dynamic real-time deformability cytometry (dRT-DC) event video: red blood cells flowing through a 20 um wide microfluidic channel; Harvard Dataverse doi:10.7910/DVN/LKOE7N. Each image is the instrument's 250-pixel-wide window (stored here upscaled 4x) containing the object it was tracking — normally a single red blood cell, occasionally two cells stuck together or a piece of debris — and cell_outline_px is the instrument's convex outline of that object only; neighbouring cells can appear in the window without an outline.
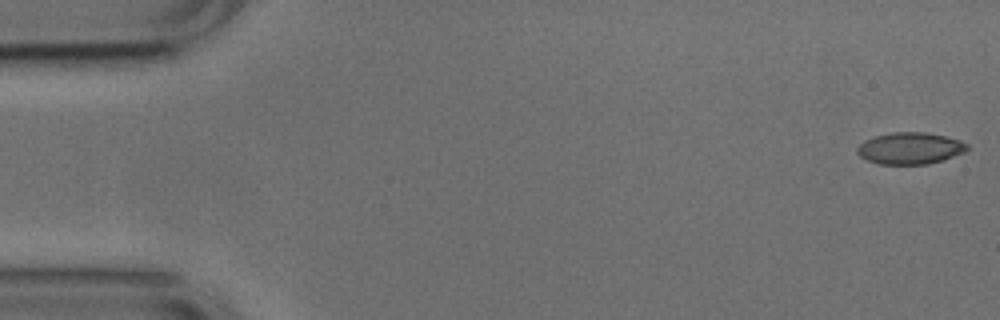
{"species": "common noctule bat (a hibernating species)", "species_latin": "Nyctalus noctula", "temperature_condition": "cold", "stored_images_in_passage": 52, "camera_frame_rate_fps": 3000, "um_per_image_px": 0.085, "animal": {"sex": "male", "body_mass_g": 17.9, "forearm_length_mm": 54.2}, "frame": {"image": 1, "passage_image": 1, "time_ms": 0.0, "image_size_px": [1000, 320], "cell_outline_px": [[968, 148], [964, 152], [928, 164], [880, 164], [868, 160], [860, 156], [856, 152], [856, 148], [864, 140], [876, 136], [892, 132], [924, 132], [944, 136], [960, 140], [968, 144]], "centroid_in_image_um": [77.33, 12.6], "position_along_channel_um": 7.7, "area_um2": 20.11}}
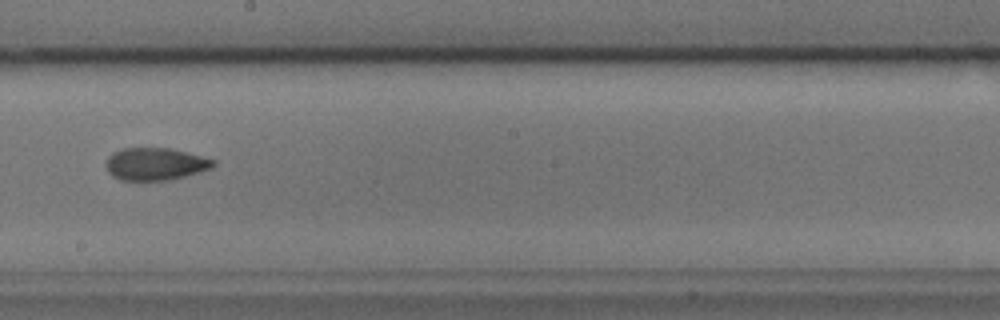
{"frame": {"image": 2, "passage_image": 29, "time_ms": 9.333, "image_size_px": [1000, 320], "cell_outline_px": [[216, 164], [212, 168], [200, 172], [168, 180], [120, 180], [112, 176], [108, 172], [104, 164], [108, 156], [112, 152], [120, 148], [168, 148], [216, 160]], "centroid_in_image_um": [13.15, 13.94], "position_along_channel_um": 235.0, "area_um2": 20.35}}
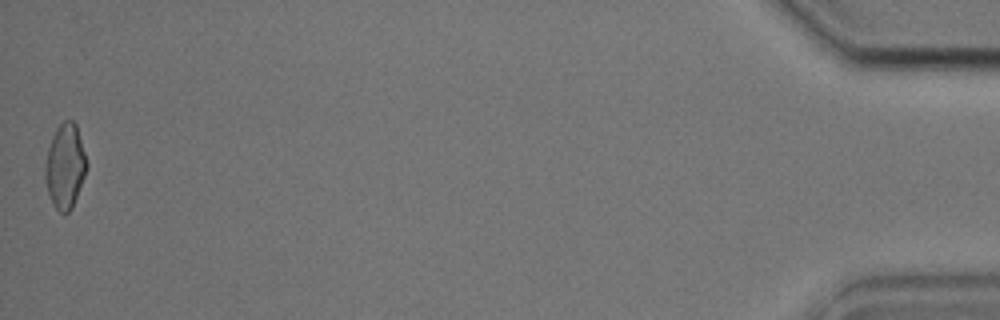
{"frame": {"image": 3, "passage_image": 52, "time_ms": 17.0, "image_size_px": [1000, 320], "cell_outline_px": [[88, 164], [84, 176], [72, 208], [68, 212], [60, 212], [52, 204], [48, 192], [44, 176], [44, 164], [48, 148], [52, 136], [56, 128], [64, 120], [72, 120], [76, 124]], "centroid_in_image_um": [5.52, 14.11], "position_along_channel_um": 429.7, "area_um2": 20.4}, "authors_computed_cell_mechanics": {"area_um2": 20.4323, "velocity_mm_per_s": 3.798, "shape_relaxation_time_tau1_ms": 9.9567, "shape_relaxation_time_tau2_ms": 2.6657, "deformation_change_tau1": 0.2263, "deformation_change_tau2": 0.0638}}